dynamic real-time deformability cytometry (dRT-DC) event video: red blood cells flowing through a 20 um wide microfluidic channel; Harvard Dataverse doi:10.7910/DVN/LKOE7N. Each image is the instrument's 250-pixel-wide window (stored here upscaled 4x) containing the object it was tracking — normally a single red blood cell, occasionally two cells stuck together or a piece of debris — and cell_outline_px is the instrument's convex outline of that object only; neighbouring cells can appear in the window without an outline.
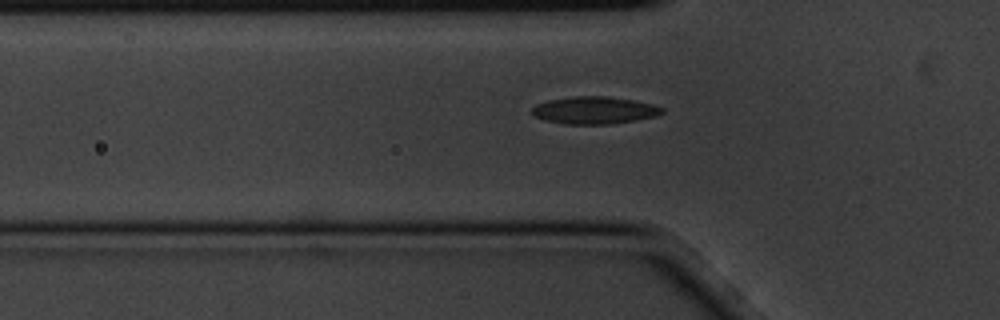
{"species": "common noctule bat (a hibernating species)", "species_latin": "Nyctalus noctula", "temperature_condition": "cold", "stored_images_in_passage": 6, "camera_frame_rate_fps": 3000, "um_per_image_px": 0.085, "animal": {"sex": "male", "body_mass_g": 20.1, "forearm_length_mm": 53.5}, "frame": {"image": 1, "passage_image": 6, "time_ms": 1.667, "image_size_px": [1000, 320], "cell_outline_px": [[664, 112], [656, 116], [608, 124], [568, 124], [544, 120], [536, 116], [532, 112], [532, 108], [536, 104], [548, 100], [576, 96], [604, 96], [632, 100], [652, 104], [664, 108]], "centroid_in_image_um": [50.51, 9.37], "position_along_channel_um": 75.3, "area_um2": 20.4}}